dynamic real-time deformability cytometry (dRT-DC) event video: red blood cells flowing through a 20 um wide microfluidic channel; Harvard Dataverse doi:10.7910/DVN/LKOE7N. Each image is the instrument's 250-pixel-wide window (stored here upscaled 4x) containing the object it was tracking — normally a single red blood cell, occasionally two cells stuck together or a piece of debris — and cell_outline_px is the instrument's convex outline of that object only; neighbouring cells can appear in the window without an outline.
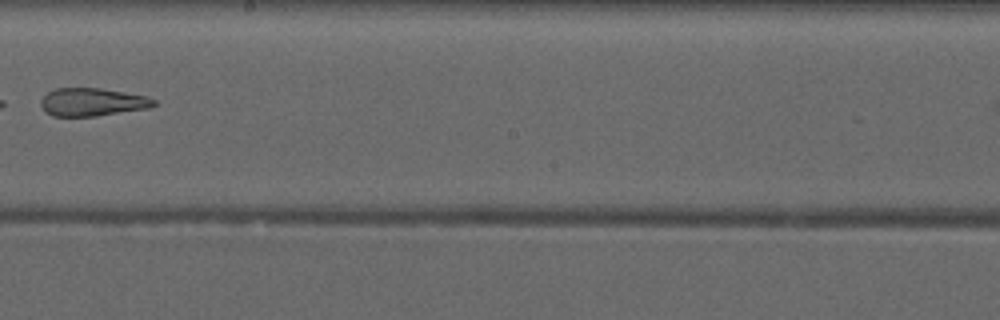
{"species": "common noctule bat (a hibernating species)", "species_latin": "Nyctalus noctula", "temperature_condition": "warm", "stored_images_in_passage": 5, "camera_frame_rate_fps": 3000, "um_per_image_px": 0.085, "animal": {"sex": "male", "forearm_length_mm": 52.5}, "frame": {"image": 1, "passage_image": 5, "time_ms": 4.667, "image_size_px": [1000, 320], "cell_outline_px": [[156, 104], [148, 108], [96, 116], [52, 116], [44, 112], [40, 104], [40, 100], [48, 92], [56, 88], [100, 88], [148, 96], [156, 100]], "centroid_in_image_um": [7.83, 8.67], "position_along_channel_um": 240.4, "area_um2": 18.5}}